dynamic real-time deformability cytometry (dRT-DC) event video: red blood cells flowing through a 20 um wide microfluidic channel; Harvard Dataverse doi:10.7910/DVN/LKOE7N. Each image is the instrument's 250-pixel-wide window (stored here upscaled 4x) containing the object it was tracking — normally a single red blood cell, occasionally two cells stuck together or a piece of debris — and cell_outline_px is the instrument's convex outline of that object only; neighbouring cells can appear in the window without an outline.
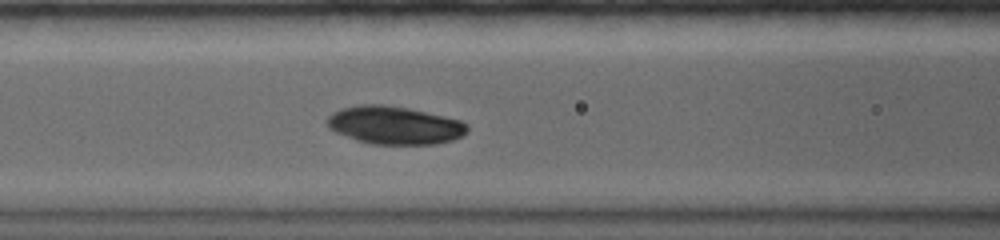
{"species": "common noctule bat (a hibernating species)", "species_latin": "Nyctalus noctula", "temperature_condition": "warm", "stored_images_in_passage": 23, "camera_frame_rate_fps": 5000, "um_per_image_px": 0.085, "animal": {"sex": "female", "body_mass_g": 19.0, "forearm_length_mm": 56.7}, "frame": {"image": 1, "passage_image": 8, "time_ms": 3.6, "image_size_px": [1000, 240], "cell_outline_px": [[468, 132], [464, 136], [452, 140], [436, 144], [372, 144], [356, 140], [336, 132], [328, 128], [328, 116], [332, 112], [340, 108], [360, 104], [380, 104], [408, 108], [444, 116], [460, 120], [468, 124]], "centroid_in_image_um": [33.55, 10.64], "position_along_channel_um": 133.1, "area_um2": 31.15}}
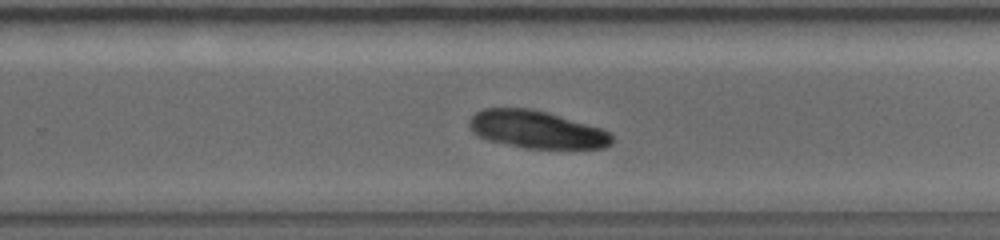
{"frame": {"image": 2, "passage_image": 15, "time_ms": 7.6, "image_size_px": [1000, 240], "cell_outline_px": [[612, 144], [604, 148], [524, 148], [488, 140], [472, 132], [468, 128], [468, 120], [476, 112], [484, 108], [528, 108], [548, 112], [604, 128], [612, 136]], "centroid_in_image_um": [45.61, 11.0], "position_along_channel_um": 284.2, "area_um2": 31.44}}
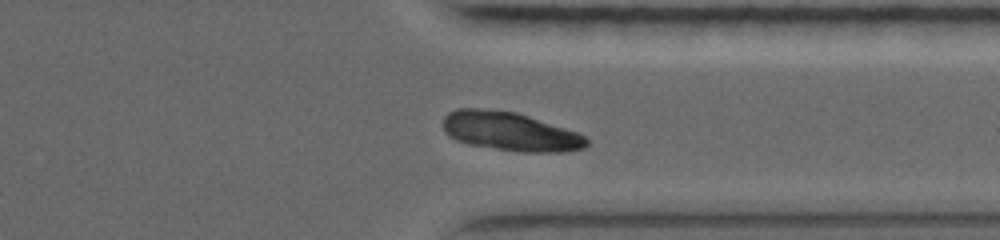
{"frame": {"image": 3, "passage_image": 19, "time_ms": 9.8, "image_size_px": [1000, 240], "cell_outline_px": [[588, 144], [584, 148], [560, 152], [520, 152], [468, 144], [456, 140], [448, 136], [444, 132], [444, 116], [448, 112], [456, 108], [476, 108], [516, 112], [576, 132], [584, 136], [588, 140]], "centroid_in_image_um": [43.32, 11.18], "position_along_channel_um": 368.1, "area_um2": 32.25}}